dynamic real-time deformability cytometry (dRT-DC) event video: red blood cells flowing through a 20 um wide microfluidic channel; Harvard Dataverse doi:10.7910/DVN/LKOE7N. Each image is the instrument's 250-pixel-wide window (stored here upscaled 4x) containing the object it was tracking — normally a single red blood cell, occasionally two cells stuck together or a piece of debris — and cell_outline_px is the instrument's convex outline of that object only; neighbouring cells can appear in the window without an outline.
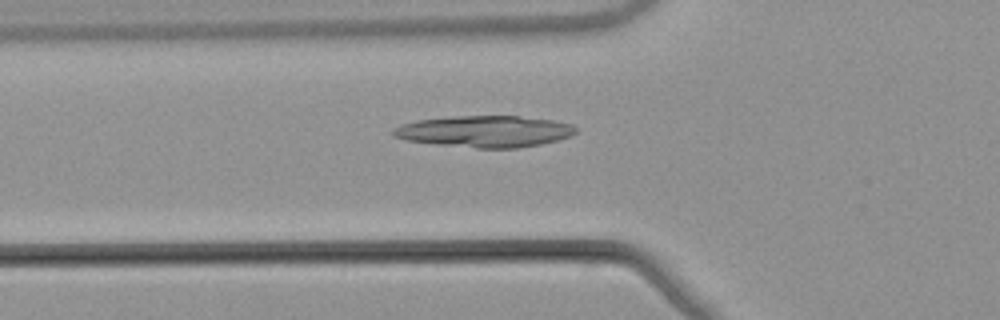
{"species": "common noctule bat (a hibernating species)", "species_latin": "Nyctalus noctula", "temperature_condition": "warm", "stored_images_in_passage": 48, "camera_frame_rate_fps": 3000, "um_per_image_px": 0.085, "animal": {"sex": "male", "body_mass_g": 21.5, "forearm_length_mm": 52.0}, "frame": {"image": 1, "passage_image": 14, "time_ms": 4.333, "image_size_px": [1000, 320], "cell_outline_px": [[576, 132], [572, 136], [540, 144], [516, 148], [476, 148], [436, 144], [404, 140], [392, 136], [392, 128], [400, 124], [416, 120], [452, 116], [520, 116], [552, 120], [572, 124], [576, 128]], "centroid_in_image_um": [41.16, 11.16], "position_along_channel_um": 84.6, "area_um2": 33.7}}
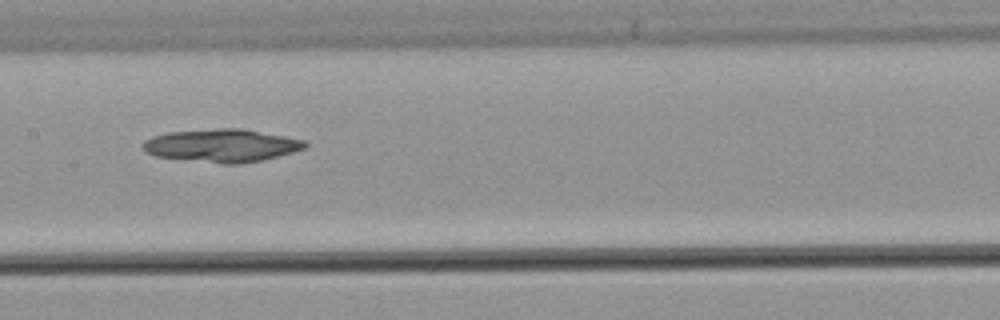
{"frame": {"image": 2, "passage_image": 22, "time_ms": 7.0, "image_size_px": [1000, 320], "cell_outline_px": [[308, 144], [304, 148], [292, 152], [260, 160], [236, 164], [224, 164], [156, 156], [144, 152], [140, 144], [144, 140], [152, 136], [168, 132], [220, 128], [244, 128], [304, 140]], "centroid_in_image_um": [18.79, 12.36], "position_along_channel_um": 188.6, "area_um2": 31.04}}
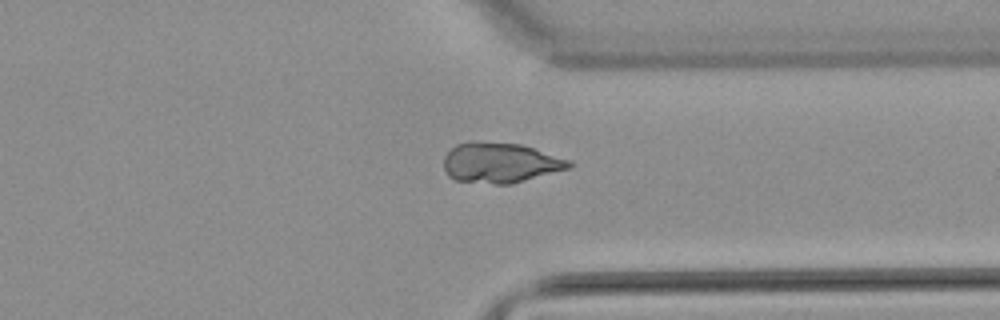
{"frame": {"image": 3, "passage_image": 36, "time_ms": 11.667, "image_size_px": [1000, 320], "cell_outline_px": [[572, 168], [512, 184], [496, 184], [456, 180], [448, 176], [444, 168], [444, 156], [456, 144], [468, 140], [472, 140], [520, 144], [572, 160]], "centroid_in_image_um": [42.54, 13.82], "position_along_channel_um": 368.9, "area_um2": 29.71}}